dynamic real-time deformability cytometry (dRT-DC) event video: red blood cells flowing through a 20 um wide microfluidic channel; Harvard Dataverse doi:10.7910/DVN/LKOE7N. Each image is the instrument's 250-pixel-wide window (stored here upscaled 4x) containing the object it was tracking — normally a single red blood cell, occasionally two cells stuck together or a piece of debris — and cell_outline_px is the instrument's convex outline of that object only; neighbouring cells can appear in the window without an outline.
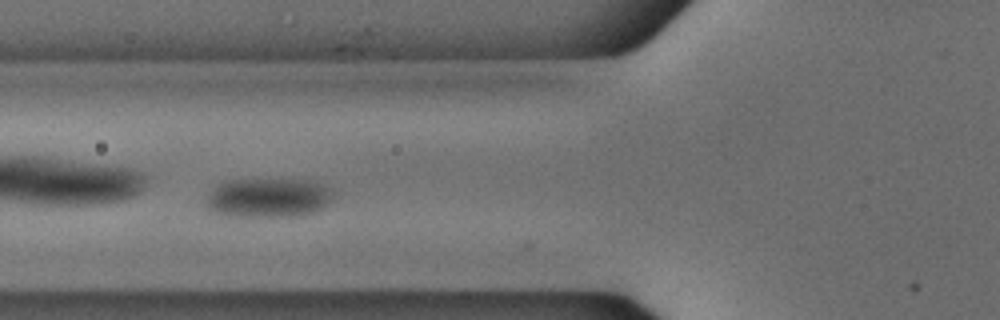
{"species": "common noctule bat (a hibernating species)", "species_latin": "Nyctalus noctula", "temperature_condition": "cold", "stored_images_in_passage": 45, "camera_frame_rate_fps": 3000, "um_per_image_px": 0.085, "animal": {"sex": "male", "body_mass_g": 18.8}, "frame": {"image": 1, "passage_image": 11, "time_ms": 3.333, "image_size_px": [1000, 320], "cell_outline_px": [[332, 200], [328, 204], [316, 212], [300, 216], [232, 216], [208, 212], [208, 192], [212, 188], [228, 180], [308, 180], [320, 184], [328, 188], [332, 192]], "centroid_in_image_um": [22.79, 16.83], "position_along_channel_um": 103.0, "area_um2": 29.02}}
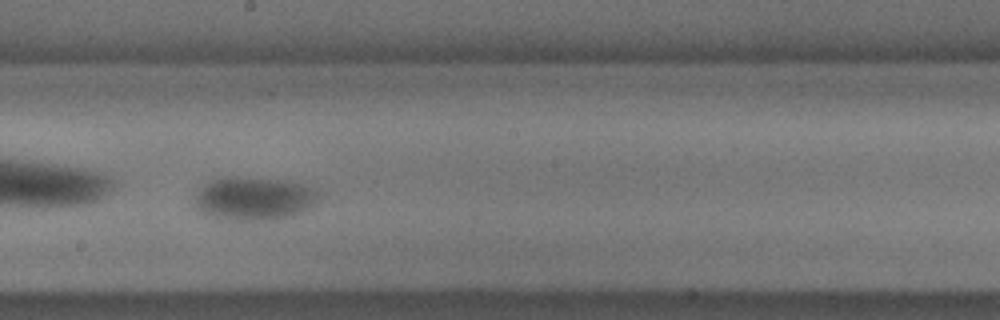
{"frame": {"image": 2, "passage_image": 21, "time_ms": 6.667, "image_size_px": [1000, 320], "cell_outline_px": [[316, 204], [300, 212], [276, 220], [236, 220], [204, 216], [196, 204], [196, 196], [208, 180], [224, 176], [236, 176], [276, 180], [300, 184], [312, 188], [316, 192]], "centroid_in_image_um": [21.53, 16.88], "position_along_channel_um": 226.7, "area_um2": 30.87}}
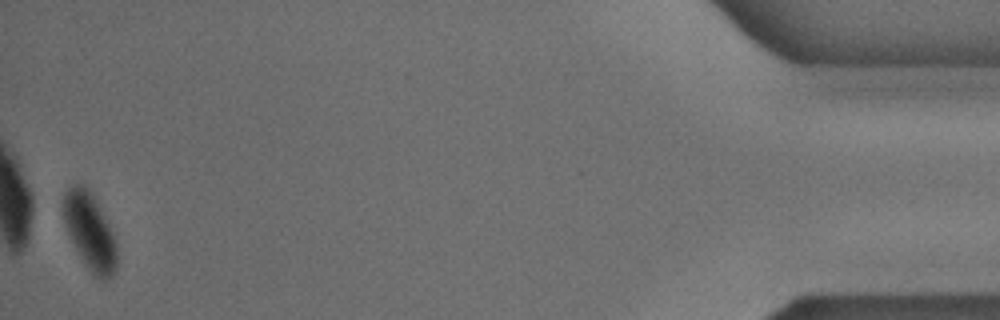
{"frame": {"image": 3, "passage_image": 44, "time_ms": 14.333, "image_size_px": [1000, 320], "cell_outline_px": [[116, 272], [112, 276], [104, 280], [100, 280], [92, 272], [76, 248], [68, 232], [64, 220], [64, 196], [68, 188], [76, 184], [84, 184], [88, 188], [96, 200], [116, 240]], "centroid_in_image_um": [7.66, 19.66], "position_along_channel_um": 427.5, "area_um2": 23.18}, "authors_computed_cell_mechanics": {"area_um2": 29.5358, "velocity_mm_per_s": 3.7092, "shape_relaxation_time_tau1_ms": null, "shape_relaxation_time_tau2_ms": 3.2604, "deformation_change_tau1": null, "deformation_change_tau2": 0.0255}}